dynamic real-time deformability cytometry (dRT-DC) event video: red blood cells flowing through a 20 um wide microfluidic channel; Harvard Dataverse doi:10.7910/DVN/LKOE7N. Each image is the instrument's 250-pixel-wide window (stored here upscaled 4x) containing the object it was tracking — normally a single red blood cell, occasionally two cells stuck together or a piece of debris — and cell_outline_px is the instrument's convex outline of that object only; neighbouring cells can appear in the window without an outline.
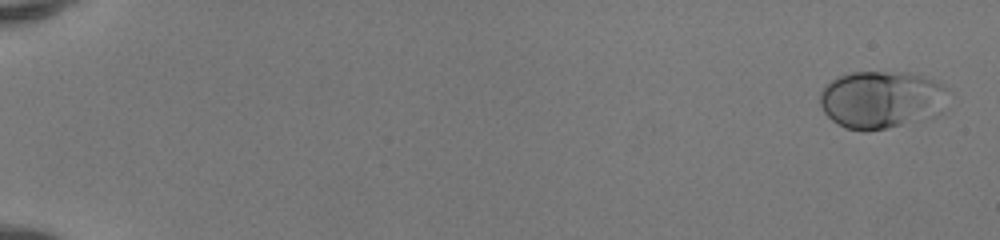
{"species": "human", "species_latin": "Homo sapiens", "temperature_condition": "room temperature", "stored_images_in_passage": 52, "camera_frame_rate_fps": 3000, "um_per_image_px": 0.085, "donor": {"sex": "female"}, "frame": {"image": 1, "passage_image": 2, "time_ms": 0.333, "image_size_px": [1000, 240], "cell_outline_px": [[944, 88], [900, 124], [884, 128], [864, 132], [844, 128], [832, 120], [824, 112], [820, 104], [820, 92], [836, 76], [852, 72], [912, 72], [932, 80], [940, 84]], "centroid_in_image_um": [74.44, 8.38], "position_along_channel_um": 10.6, "area_um2": 38.73}}
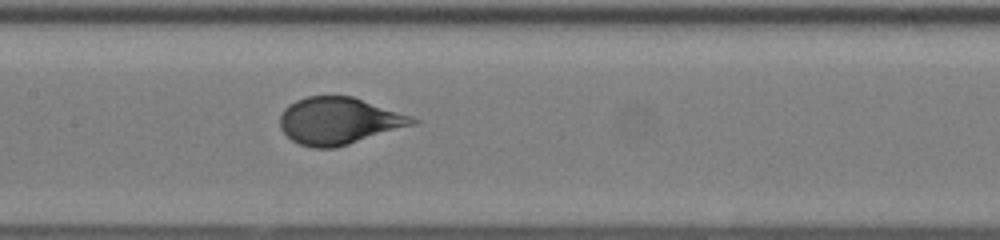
{"frame": {"image": 2, "passage_image": 28, "time_ms": 9.0, "image_size_px": [1000, 240], "cell_outline_px": [[420, 120], [416, 124], [336, 148], [312, 148], [300, 144], [292, 140], [280, 128], [280, 116], [284, 108], [288, 104], [296, 100], [308, 96], [352, 96], [412, 116]], "centroid_in_image_um": [28.8, 10.28], "position_along_channel_um": 178.6, "area_um2": 36.3}}
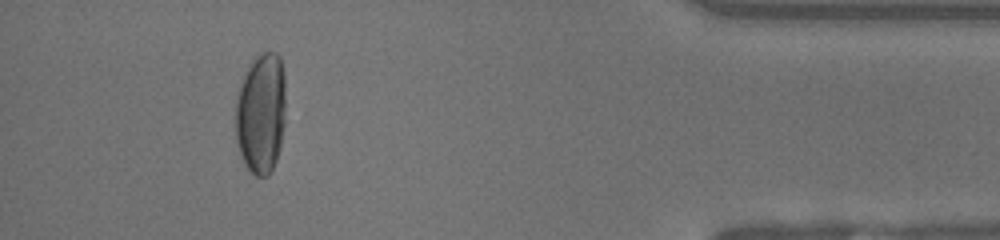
{"frame": {"image": 3, "passage_image": 48, "time_ms": 15.667, "image_size_px": [1000, 240], "cell_outline_px": [[284, 124], [280, 148], [276, 160], [268, 176], [256, 176], [244, 164], [236, 140], [236, 92], [248, 64], [260, 52], [276, 52], [280, 56], [284, 72]], "centroid_in_image_um": [22.17, 9.59], "position_along_channel_um": 413.0, "area_um2": 35.66}, "authors_computed_cell_mechanics": {"area_um2": 37.4255, "velocity_mm_per_s": 4.1416, "shape_relaxation_time_tau1_ms": 9.0524, "shape_relaxation_time_tau2_ms": null, "deformation_change_tau1": 0.314, "deformation_change_tau2": null}}